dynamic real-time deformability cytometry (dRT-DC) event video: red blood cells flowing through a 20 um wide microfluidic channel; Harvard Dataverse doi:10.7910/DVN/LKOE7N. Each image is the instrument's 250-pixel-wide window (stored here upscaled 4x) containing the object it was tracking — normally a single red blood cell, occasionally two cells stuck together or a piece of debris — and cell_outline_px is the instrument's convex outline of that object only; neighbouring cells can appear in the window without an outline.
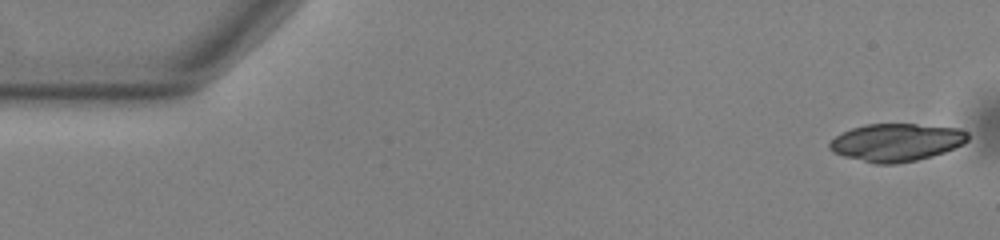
{"species": "common noctule bat (a hibernating species)", "species_latin": "Nyctalus noctula", "temperature_condition": "warm", "stored_images_in_passage": 53, "camera_frame_rate_fps": 3000, "um_per_image_px": 0.085, "animal": {"sex": "male", "body_mass_g": 13.0, "forearm_length_mm": 53.1}, "frame": {"image": 1, "passage_image": 1, "time_ms": 0.0, "image_size_px": [1000, 240], "cell_outline_px": [[968, 140], [964, 144], [944, 152], [932, 156], [916, 160], [896, 164], [876, 164], [844, 156], [832, 152], [828, 148], [828, 144], [836, 136], [852, 128], [864, 124], [916, 124], [960, 128], [968, 132]], "centroid_in_image_um": [76.2, 12.1], "position_along_channel_um": 8.8, "area_um2": 30.46}}
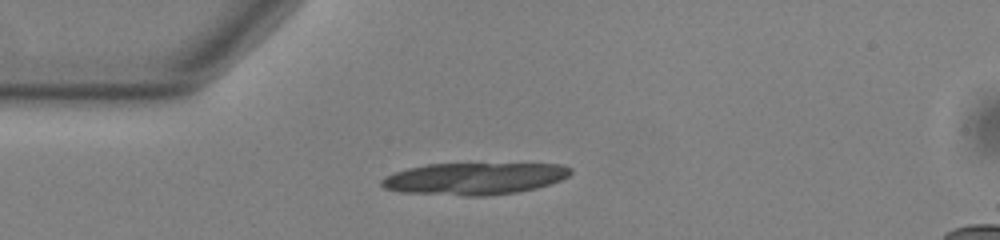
{"frame": {"image": 2, "passage_image": 13, "time_ms": 4.0, "image_size_px": [1000, 240], "cell_outline_px": [[572, 172], [568, 176], [560, 180], [536, 188], [516, 192], [484, 196], [464, 196], [400, 192], [384, 188], [380, 184], [380, 180], [384, 176], [408, 168], [428, 164], [560, 164], [572, 168]], "centroid_in_image_um": [40.29, 15.18], "position_along_channel_um": 44.7, "area_um2": 35.14}}
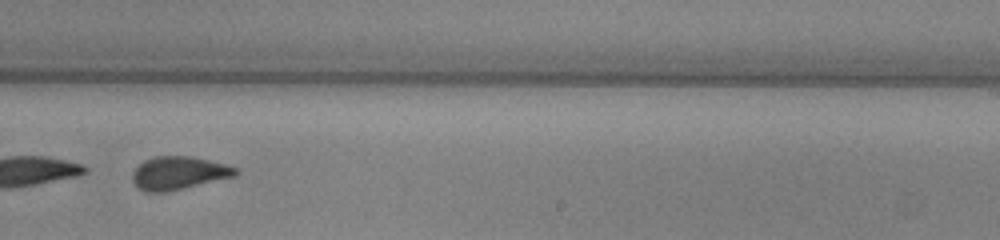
{"frame": {"image": 3, "passage_image": 33, "time_ms": 10.667, "image_size_px": [1000, 240], "cell_outline_px": [[240, 172], [236, 176], [168, 192], [144, 192], [136, 188], [132, 180], [132, 172], [144, 160], [156, 156], [192, 156], [224, 164], [236, 168]], "centroid_in_image_um": [15.16, 14.72], "position_along_channel_um": 273.8, "area_um2": 20.06}}